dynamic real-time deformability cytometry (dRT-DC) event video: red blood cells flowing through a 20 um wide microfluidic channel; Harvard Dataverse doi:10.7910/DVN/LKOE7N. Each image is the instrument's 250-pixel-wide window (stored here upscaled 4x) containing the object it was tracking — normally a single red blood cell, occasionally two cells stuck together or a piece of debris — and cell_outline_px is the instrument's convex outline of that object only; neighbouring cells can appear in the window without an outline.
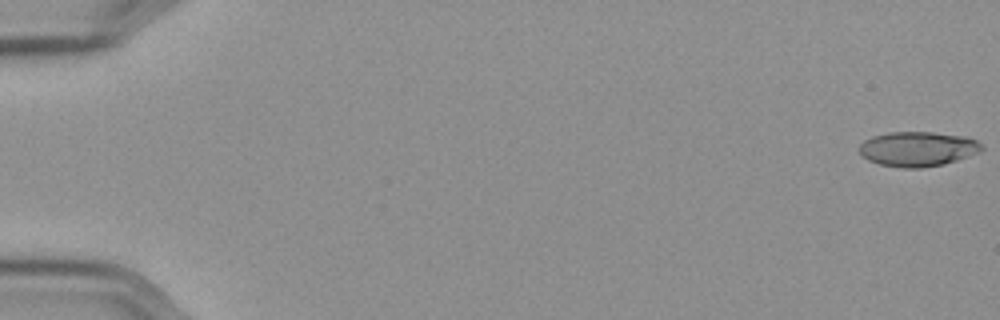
{"species": "Egyptian fruit bat (a non-hibernating species)", "species_latin": "Rousettus aegyptiacus", "temperature_condition": "cold", "stored_images_in_passage": 57, "camera_frame_rate_fps": 3000, "um_per_image_px": 0.085, "frame": {"image": 1, "passage_image": 1, "time_ms": 0.0, "image_size_px": [1000, 320], "cell_outline_px": [[984, 148], [980, 152], [944, 164], [920, 168], [900, 168], [880, 164], [868, 160], [860, 156], [856, 148], [864, 140], [872, 136], [888, 132], [932, 132], [968, 136], [984, 144]], "centroid_in_image_um": [77.99, 12.65], "position_along_channel_um": 7.0, "area_um2": 25.26}}
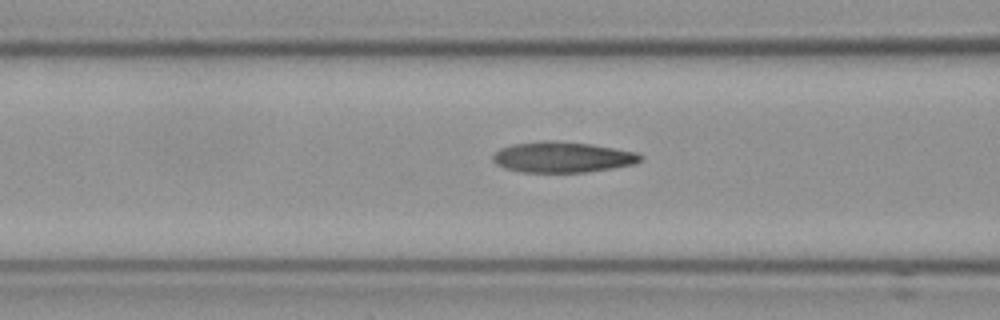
{"frame": {"image": 2, "passage_image": 24, "time_ms": 7.667, "image_size_px": [1000, 320], "cell_outline_px": [[640, 160], [632, 164], [612, 168], [584, 172], [520, 172], [504, 168], [496, 164], [492, 160], [492, 156], [500, 148], [512, 144], [548, 140], [552, 140], [592, 144], [636, 152], [640, 156]], "centroid_in_image_um": [47.74, 13.35], "position_along_channel_um": 118.9, "area_um2": 26.24}}
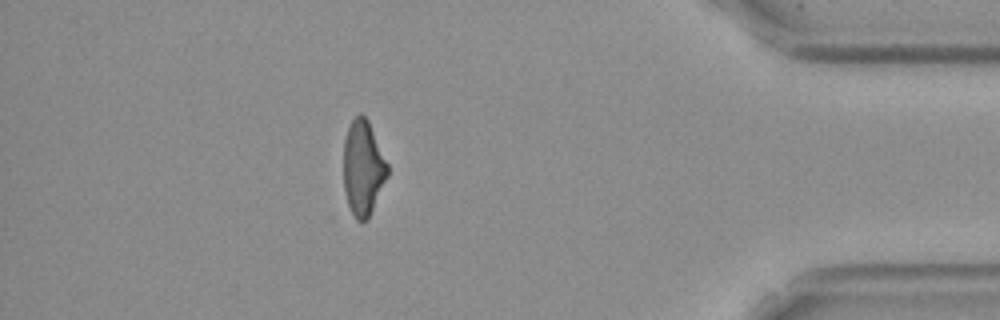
{"frame": {"image": 3, "passage_image": 51, "time_ms": 16.667, "image_size_px": [1000, 320], "cell_outline_px": [[388, 176], [368, 220], [356, 220], [348, 204], [344, 188], [344, 140], [348, 128], [352, 120], [360, 112], [368, 120], [388, 164]], "centroid_in_image_um": [30.87, 14.28], "position_along_channel_um": 404.3, "area_um2": 24.22}, "authors_computed_cell_mechanics": {"area_um2": 25.3742, "velocity_mm_per_s": 3.6067, "shape_relaxation_time_tau1_ms": 10.5673, "shape_relaxation_time_tau2_ms": 2.9538, "deformation_change_tau1": 0.2496, "deformation_change_tau2": 0.1184}}